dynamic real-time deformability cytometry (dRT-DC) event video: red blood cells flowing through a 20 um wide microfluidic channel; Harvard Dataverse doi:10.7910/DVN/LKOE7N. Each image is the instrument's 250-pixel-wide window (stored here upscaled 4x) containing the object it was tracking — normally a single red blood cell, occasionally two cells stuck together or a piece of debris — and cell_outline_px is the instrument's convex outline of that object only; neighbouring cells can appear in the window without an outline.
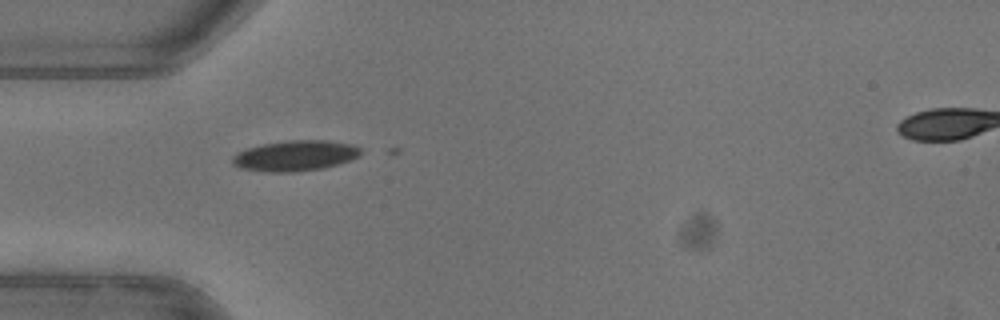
{"species": "common noctule bat (a hibernating species)", "species_latin": "Nyctalus noctula", "temperature_condition": "warm", "stored_images_in_passage": 2, "camera_frame_rate_fps": 3000, "um_per_image_px": 0.085, "animal": {"sex": "female"}, "frame": {"image": 1, "passage_image": 1, "time_ms": 0.0, "image_size_px": [1000, 320], "cell_outline_px": [[360, 156], [352, 160], [324, 168], [296, 172], [264, 172], [240, 168], [232, 164], [232, 156], [248, 148], [264, 144], [288, 140], [328, 140], [352, 144], [360, 148]], "centroid_in_image_um": [25.11, 13.24], "position_along_channel_um": 59.9, "area_um2": 22.95}}